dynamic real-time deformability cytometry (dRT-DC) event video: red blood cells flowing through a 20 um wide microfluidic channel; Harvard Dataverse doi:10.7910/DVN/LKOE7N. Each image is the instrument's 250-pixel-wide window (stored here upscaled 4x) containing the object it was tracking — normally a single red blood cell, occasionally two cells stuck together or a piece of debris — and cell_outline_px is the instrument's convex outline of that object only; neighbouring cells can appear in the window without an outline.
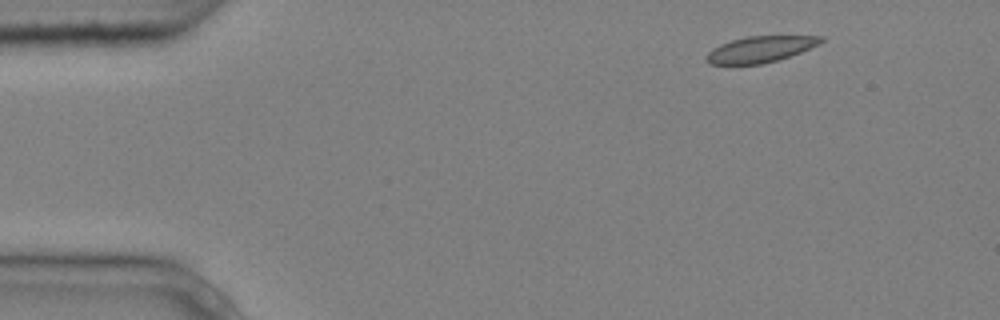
{"species": "common noctule bat (a hibernating species)", "species_latin": "Nyctalus noctula", "temperature_condition": "cold", "stored_images_in_passage": 4, "camera_frame_rate_fps": 3000, "um_per_image_px": 0.085, "animal": {"sex": "male", "body_mass_g": 20.4}, "frame": {"image": 1, "passage_image": 1, "time_ms": 0.0, "image_size_px": [1000, 320], "cell_outline_px": [[824, 40], [820, 44], [800, 52], [764, 64], [708, 64], [704, 56], [712, 48], [720, 44], [732, 40], [748, 36], [824, 36]], "centroid_in_image_um": [64.6, 4.19], "position_along_channel_um": 20.4, "area_um2": 17.4}}
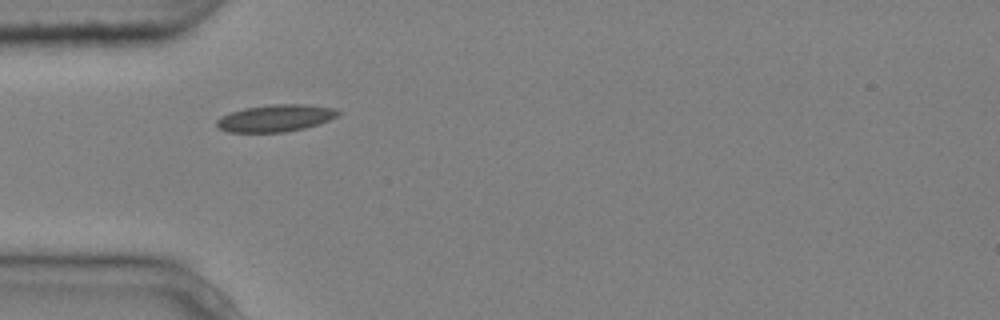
{"frame": {"image": 2, "passage_image": 4, "time_ms": 1.0, "image_size_px": [1000, 320], "cell_outline_px": [[340, 112], [336, 116], [328, 120], [304, 128], [284, 132], [228, 132], [216, 128], [216, 120], [232, 112], [244, 108], [272, 104], [304, 104], [336, 108]], "centroid_in_image_um": [23.4, 10.04], "position_along_channel_um": 61.6, "area_um2": 18.96}}